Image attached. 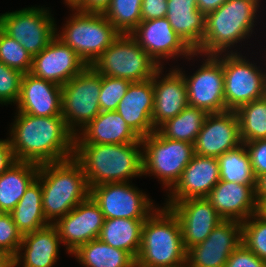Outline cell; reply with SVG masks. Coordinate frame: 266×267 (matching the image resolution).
Wrapping results in <instances>:
<instances>
[{"label":"cell","mask_w":266,"mask_h":267,"mask_svg":"<svg viewBox=\"0 0 266 267\" xmlns=\"http://www.w3.org/2000/svg\"><path fill=\"white\" fill-rule=\"evenodd\" d=\"M15 114L8 139L16 161L41 165L74 157L75 135L62 115Z\"/></svg>","instance_id":"obj_1"},{"label":"cell","mask_w":266,"mask_h":267,"mask_svg":"<svg viewBox=\"0 0 266 267\" xmlns=\"http://www.w3.org/2000/svg\"><path fill=\"white\" fill-rule=\"evenodd\" d=\"M142 141L128 144H75L89 189L105 183L130 182L143 176Z\"/></svg>","instance_id":"obj_2"},{"label":"cell","mask_w":266,"mask_h":267,"mask_svg":"<svg viewBox=\"0 0 266 267\" xmlns=\"http://www.w3.org/2000/svg\"><path fill=\"white\" fill-rule=\"evenodd\" d=\"M37 178L41 183L44 216L50 224L90 195L82 166L74 157L39 165Z\"/></svg>","instance_id":"obj_3"},{"label":"cell","mask_w":266,"mask_h":267,"mask_svg":"<svg viewBox=\"0 0 266 267\" xmlns=\"http://www.w3.org/2000/svg\"><path fill=\"white\" fill-rule=\"evenodd\" d=\"M260 1L227 0L207 14L203 40L195 52L200 56L233 53L231 48L253 33Z\"/></svg>","instance_id":"obj_4"},{"label":"cell","mask_w":266,"mask_h":267,"mask_svg":"<svg viewBox=\"0 0 266 267\" xmlns=\"http://www.w3.org/2000/svg\"><path fill=\"white\" fill-rule=\"evenodd\" d=\"M186 254L177 216L169 207H157L143 223L136 267L183 265Z\"/></svg>","instance_id":"obj_5"},{"label":"cell","mask_w":266,"mask_h":267,"mask_svg":"<svg viewBox=\"0 0 266 267\" xmlns=\"http://www.w3.org/2000/svg\"><path fill=\"white\" fill-rule=\"evenodd\" d=\"M72 11L74 13L66 21L62 32L59 33L56 28L55 36L70 46L87 66H91L121 33L103 13L82 12L78 9Z\"/></svg>","instance_id":"obj_6"},{"label":"cell","mask_w":266,"mask_h":267,"mask_svg":"<svg viewBox=\"0 0 266 267\" xmlns=\"http://www.w3.org/2000/svg\"><path fill=\"white\" fill-rule=\"evenodd\" d=\"M91 67L100 75L126 79L130 82L152 79L160 68L130 34H120Z\"/></svg>","instance_id":"obj_7"},{"label":"cell","mask_w":266,"mask_h":267,"mask_svg":"<svg viewBox=\"0 0 266 267\" xmlns=\"http://www.w3.org/2000/svg\"><path fill=\"white\" fill-rule=\"evenodd\" d=\"M141 141L143 175L156 176L170 190L195 155L194 144L170 140L157 130Z\"/></svg>","instance_id":"obj_8"},{"label":"cell","mask_w":266,"mask_h":267,"mask_svg":"<svg viewBox=\"0 0 266 267\" xmlns=\"http://www.w3.org/2000/svg\"><path fill=\"white\" fill-rule=\"evenodd\" d=\"M100 90L101 75L91 66L62 86L61 115L75 136L101 112Z\"/></svg>","instance_id":"obj_9"},{"label":"cell","mask_w":266,"mask_h":267,"mask_svg":"<svg viewBox=\"0 0 266 267\" xmlns=\"http://www.w3.org/2000/svg\"><path fill=\"white\" fill-rule=\"evenodd\" d=\"M222 56L227 110L237 111L241 106L266 95L265 72L260 66L251 63L237 50L222 53Z\"/></svg>","instance_id":"obj_10"},{"label":"cell","mask_w":266,"mask_h":267,"mask_svg":"<svg viewBox=\"0 0 266 267\" xmlns=\"http://www.w3.org/2000/svg\"><path fill=\"white\" fill-rule=\"evenodd\" d=\"M56 24L47 8L28 7L0 14V28L22 44L32 56L55 37Z\"/></svg>","instance_id":"obj_11"},{"label":"cell","mask_w":266,"mask_h":267,"mask_svg":"<svg viewBox=\"0 0 266 267\" xmlns=\"http://www.w3.org/2000/svg\"><path fill=\"white\" fill-rule=\"evenodd\" d=\"M130 182L105 183L90 188L105 219H147L157 208L148 195Z\"/></svg>","instance_id":"obj_12"},{"label":"cell","mask_w":266,"mask_h":267,"mask_svg":"<svg viewBox=\"0 0 266 267\" xmlns=\"http://www.w3.org/2000/svg\"><path fill=\"white\" fill-rule=\"evenodd\" d=\"M202 65L193 75L182 74L187 86L188 105L207 113L227 111L224 98V72L222 53L206 55Z\"/></svg>","instance_id":"obj_13"},{"label":"cell","mask_w":266,"mask_h":267,"mask_svg":"<svg viewBox=\"0 0 266 267\" xmlns=\"http://www.w3.org/2000/svg\"><path fill=\"white\" fill-rule=\"evenodd\" d=\"M130 35L160 67L163 66L161 59H175L183 55L191 60L199 55L175 33L166 17L141 21Z\"/></svg>","instance_id":"obj_14"},{"label":"cell","mask_w":266,"mask_h":267,"mask_svg":"<svg viewBox=\"0 0 266 267\" xmlns=\"http://www.w3.org/2000/svg\"><path fill=\"white\" fill-rule=\"evenodd\" d=\"M242 243V223L223 220L208 237L187 250V267H225L232 252Z\"/></svg>","instance_id":"obj_15"},{"label":"cell","mask_w":266,"mask_h":267,"mask_svg":"<svg viewBox=\"0 0 266 267\" xmlns=\"http://www.w3.org/2000/svg\"><path fill=\"white\" fill-rule=\"evenodd\" d=\"M105 217L98 204L89 195L53 225L67 253H73L81 245L98 239Z\"/></svg>","instance_id":"obj_16"},{"label":"cell","mask_w":266,"mask_h":267,"mask_svg":"<svg viewBox=\"0 0 266 267\" xmlns=\"http://www.w3.org/2000/svg\"><path fill=\"white\" fill-rule=\"evenodd\" d=\"M86 67L79 55L55 36L39 54L33 56L30 73L63 86Z\"/></svg>","instance_id":"obj_17"},{"label":"cell","mask_w":266,"mask_h":267,"mask_svg":"<svg viewBox=\"0 0 266 267\" xmlns=\"http://www.w3.org/2000/svg\"><path fill=\"white\" fill-rule=\"evenodd\" d=\"M242 143L236 111L208 113L194 143L200 156L218 158Z\"/></svg>","instance_id":"obj_18"},{"label":"cell","mask_w":266,"mask_h":267,"mask_svg":"<svg viewBox=\"0 0 266 267\" xmlns=\"http://www.w3.org/2000/svg\"><path fill=\"white\" fill-rule=\"evenodd\" d=\"M177 216L186 250L203 242L223 219L206 198H189L164 204Z\"/></svg>","instance_id":"obj_19"},{"label":"cell","mask_w":266,"mask_h":267,"mask_svg":"<svg viewBox=\"0 0 266 267\" xmlns=\"http://www.w3.org/2000/svg\"><path fill=\"white\" fill-rule=\"evenodd\" d=\"M219 181L218 159L195 154L179 180L168 190L170 192L164 204H174L189 198H206Z\"/></svg>","instance_id":"obj_20"},{"label":"cell","mask_w":266,"mask_h":267,"mask_svg":"<svg viewBox=\"0 0 266 267\" xmlns=\"http://www.w3.org/2000/svg\"><path fill=\"white\" fill-rule=\"evenodd\" d=\"M163 68L164 66H161L153 76L152 123L155 130L188 106L187 86L183 74L177 68H170L169 73L162 77Z\"/></svg>","instance_id":"obj_21"},{"label":"cell","mask_w":266,"mask_h":267,"mask_svg":"<svg viewBox=\"0 0 266 267\" xmlns=\"http://www.w3.org/2000/svg\"><path fill=\"white\" fill-rule=\"evenodd\" d=\"M62 86L40 79L31 73L23 74L16 111L32 116L61 115Z\"/></svg>","instance_id":"obj_22"},{"label":"cell","mask_w":266,"mask_h":267,"mask_svg":"<svg viewBox=\"0 0 266 267\" xmlns=\"http://www.w3.org/2000/svg\"><path fill=\"white\" fill-rule=\"evenodd\" d=\"M256 185L219 181L206 199L223 220L243 222L258 212Z\"/></svg>","instance_id":"obj_23"},{"label":"cell","mask_w":266,"mask_h":267,"mask_svg":"<svg viewBox=\"0 0 266 267\" xmlns=\"http://www.w3.org/2000/svg\"><path fill=\"white\" fill-rule=\"evenodd\" d=\"M154 106L153 78L132 82L118 104L117 112L129 127L143 138L155 131L152 123Z\"/></svg>","instance_id":"obj_24"},{"label":"cell","mask_w":266,"mask_h":267,"mask_svg":"<svg viewBox=\"0 0 266 267\" xmlns=\"http://www.w3.org/2000/svg\"><path fill=\"white\" fill-rule=\"evenodd\" d=\"M60 243L62 244L58 231L53 224L26 233L18 253L12 259V267L21 264L22 267H53L59 260Z\"/></svg>","instance_id":"obj_25"},{"label":"cell","mask_w":266,"mask_h":267,"mask_svg":"<svg viewBox=\"0 0 266 267\" xmlns=\"http://www.w3.org/2000/svg\"><path fill=\"white\" fill-rule=\"evenodd\" d=\"M139 140L117 111H101L75 136V144H128Z\"/></svg>","instance_id":"obj_26"},{"label":"cell","mask_w":266,"mask_h":267,"mask_svg":"<svg viewBox=\"0 0 266 267\" xmlns=\"http://www.w3.org/2000/svg\"><path fill=\"white\" fill-rule=\"evenodd\" d=\"M166 18L194 52L201 46L206 16L198 10L197 0H167Z\"/></svg>","instance_id":"obj_27"},{"label":"cell","mask_w":266,"mask_h":267,"mask_svg":"<svg viewBox=\"0 0 266 267\" xmlns=\"http://www.w3.org/2000/svg\"><path fill=\"white\" fill-rule=\"evenodd\" d=\"M39 165L16 161L0 175V208L10 213L37 178Z\"/></svg>","instance_id":"obj_28"},{"label":"cell","mask_w":266,"mask_h":267,"mask_svg":"<svg viewBox=\"0 0 266 267\" xmlns=\"http://www.w3.org/2000/svg\"><path fill=\"white\" fill-rule=\"evenodd\" d=\"M146 219H105L98 239L114 248L129 252L135 259L141 244L142 226Z\"/></svg>","instance_id":"obj_29"},{"label":"cell","mask_w":266,"mask_h":267,"mask_svg":"<svg viewBox=\"0 0 266 267\" xmlns=\"http://www.w3.org/2000/svg\"><path fill=\"white\" fill-rule=\"evenodd\" d=\"M10 214L22 235L34 232L50 224L44 216L42 189L38 178L26 189L23 197Z\"/></svg>","instance_id":"obj_30"},{"label":"cell","mask_w":266,"mask_h":267,"mask_svg":"<svg viewBox=\"0 0 266 267\" xmlns=\"http://www.w3.org/2000/svg\"><path fill=\"white\" fill-rule=\"evenodd\" d=\"M71 255L84 267H136V259L129 252L99 239L81 245Z\"/></svg>","instance_id":"obj_31"},{"label":"cell","mask_w":266,"mask_h":267,"mask_svg":"<svg viewBox=\"0 0 266 267\" xmlns=\"http://www.w3.org/2000/svg\"><path fill=\"white\" fill-rule=\"evenodd\" d=\"M207 115L205 110L188 105L174 118L162 123L156 130L170 140L194 144Z\"/></svg>","instance_id":"obj_32"},{"label":"cell","mask_w":266,"mask_h":267,"mask_svg":"<svg viewBox=\"0 0 266 267\" xmlns=\"http://www.w3.org/2000/svg\"><path fill=\"white\" fill-rule=\"evenodd\" d=\"M217 159L221 181L256 185L257 178L243 142L237 147L224 152Z\"/></svg>","instance_id":"obj_33"},{"label":"cell","mask_w":266,"mask_h":267,"mask_svg":"<svg viewBox=\"0 0 266 267\" xmlns=\"http://www.w3.org/2000/svg\"><path fill=\"white\" fill-rule=\"evenodd\" d=\"M236 113L243 143L266 139V95L241 106Z\"/></svg>","instance_id":"obj_34"},{"label":"cell","mask_w":266,"mask_h":267,"mask_svg":"<svg viewBox=\"0 0 266 267\" xmlns=\"http://www.w3.org/2000/svg\"><path fill=\"white\" fill-rule=\"evenodd\" d=\"M142 0H111L103 13L121 33L130 34L141 22Z\"/></svg>","instance_id":"obj_35"},{"label":"cell","mask_w":266,"mask_h":267,"mask_svg":"<svg viewBox=\"0 0 266 267\" xmlns=\"http://www.w3.org/2000/svg\"><path fill=\"white\" fill-rule=\"evenodd\" d=\"M33 56L20 42L10 37L0 28V61L9 68L30 73Z\"/></svg>","instance_id":"obj_36"},{"label":"cell","mask_w":266,"mask_h":267,"mask_svg":"<svg viewBox=\"0 0 266 267\" xmlns=\"http://www.w3.org/2000/svg\"><path fill=\"white\" fill-rule=\"evenodd\" d=\"M242 243L266 262V219L259 212L242 222Z\"/></svg>","instance_id":"obj_37"},{"label":"cell","mask_w":266,"mask_h":267,"mask_svg":"<svg viewBox=\"0 0 266 267\" xmlns=\"http://www.w3.org/2000/svg\"><path fill=\"white\" fill-rule=\"evenodd\" d=\"M132 82L126 79L101 75L99 105L101 111H116L119 102Z\"/></svg>","instance_id":"obj_38"},{"label":"cell","mask_w":266,"mask_h":267,"mask_svg":"<svg viewBox=\"0 0 266 267\" xmlns=\"http://www.w3.org/2000/svg\"><path fill=\"white\" fill-rule=\"evenodd\" d=\"M23 74L0 61V104H16Z\"/></svg>","instance_id":"obj_39"},{"label":"cell","mask_w":266,"mask_h":267,"mask_svg":"<svg viewBox=\"0 0 266 267\" xmlns=\"http://www.w3.org/2000/svg\"><path fill=\"white\" fill-rule=\"evenodd\" d=\"M22 238L11 214L5 213L0 218V251L12 260L18 253Z\"/></svg>","instance_id":"obj_40"},{"label":"cell","mask_w":266,"mask_h":267,"mask_svg":"<svg viewBox=\"0 0 266 267\" xmlns=\"http://www.w3.org/2000/svg\"><path fill=\"white\" fill-rule=\"evenodd\" d=\"M225 267H266V262L241 243L229 256Z\"/></svg>","instance_id":"obj_41"},{"label":"cell","mask_w":266,"mask_h":267,"mask_svg":"<svg viewBox=\"0 0 266 267\" xmlns=\"http://www.w3.org/2000/svg\"><path fill=\"white\" fill-rule=\"evenodd\" d=\"M256 178L266 173V139L244 143Z\"/></svg>","instance_id":"obj_42"},{"label":"cell","mask_w":266,"mask_h":267,"mask_svg":"<svg viewBox=\"0 0 266 267\" xmlns=\"http://www.w3.org/2000/svg\"><path fill=\"white\" fill-rule=\"evenodd\" d=\"M167 0H142L141 21L165 18Z\"/></svg>","instance_id":"obj_43"},{"label":"cell","mask_w":266,"mask_h":267,"mask_svg":"<svg viewBox=\"0 0 266 267\" xmlns=\"http://www.w3.org/2000/svg\"><path fill=\"white\" fill-rule=\"evenodd\" d=\"M15 162L9 139H0V175Z\"/></svg>","instance_id":"obj_44"},{"label":"cell","mask_w":266,"mask_h":267,"mask_svg":"<svg viewBox=\"0 0 266 267\" xmlns=\"http://www.w3.org/2000/svg\"><path fill=\"white\" fill-rule=\"evenodd\" d=\"M111 0H85L78 8L82 12L104 13Z\"/></svg>","instance_id":"obj_45"},{"label":"cell","mask_w":266,"mask_h":267,"mask_svg":"<svg viewBox=\"0 0 266 267\" xmlns=\"http://www.w3.org/2000/svg\"><path fill=\"white\" fill-rule=\"evenodd\" d=\"M255 197L258 207L266 202V173L260 175L256 181Z\"/></svg>","instance_id":"obj_46"},{"label":"cell","mask_w":266,"mask_h":267,"mask_svg":"<svg viewBox=\"0 0 266 267\" xmlns=\"http://www.w3.org/2000/svg\"><path fill=\"white\" fill-rule=\"evenodd\" d=\"M227 0H197L198 10L205 16L218 9Z\"/></svg>","instance_id":"obj_47"},{"label":"cell","mask_w":266,"mask_h":267,"mask_svg":"<svg viewBox=\"0 0 266 267\" xmlns=\"http://www.w3.org/2000/svg\"><path fill=\"white\" fill-rule=\"evenodd\" d=\"M0 267H12V260L0 251Z\"/></svg>","instance_id":"obj_48"},{"label":"cell","mask_w":266,"mask_h":267,"mask_svg":"<svg viewBox=\"0 0 266 267\" xmlns=\"http://www.w3.org/2000/svg\"><path fill=\"white\" fill-rule=\"evenodd\" d=\"M66 3V5L70 8V9H78L85 0H64Z\"/></svg>","instance_id":"obj_49"},{"label":"cell","mask_w":266,"mask_h":267,"mask_svg":"<svg viewBox=\"0 0 266 267\" xmlns=\"http://www.w3.org/2000/svg\"><path fill=\"white\" fill-rule=\"evenodd\" d=\"M258 212L266 219V202H263L259 207H258Z\"/></svg>","instance_id":"obj_50"},{"label":"cell","mask_w":266,"mask_h":267,"mask_svg":"<svg viewBox=\"0 0 266 267\" xmlns=\"http://www.w3.org/2000/svg\"><path fill=\"white\" fill-rule=\"evenodd\" d=\"M5 214V212L0 208V218Z\"/></svg>","instance_id":"obj_51"},{"label":"cell","mask_w":266,"mask_h":267,"mask_svg":"<svg viewBox=\"0 0 266 267\" xmlns=\"http://www.w3.org/2000/svg\"><path fill=\"white\" fill-rule=\"evenodd\" d=\"M174 267H187V265L183 264V265H178V266H174Z\"/></svg>","instance_id":"obj_52"}]
</instances>
